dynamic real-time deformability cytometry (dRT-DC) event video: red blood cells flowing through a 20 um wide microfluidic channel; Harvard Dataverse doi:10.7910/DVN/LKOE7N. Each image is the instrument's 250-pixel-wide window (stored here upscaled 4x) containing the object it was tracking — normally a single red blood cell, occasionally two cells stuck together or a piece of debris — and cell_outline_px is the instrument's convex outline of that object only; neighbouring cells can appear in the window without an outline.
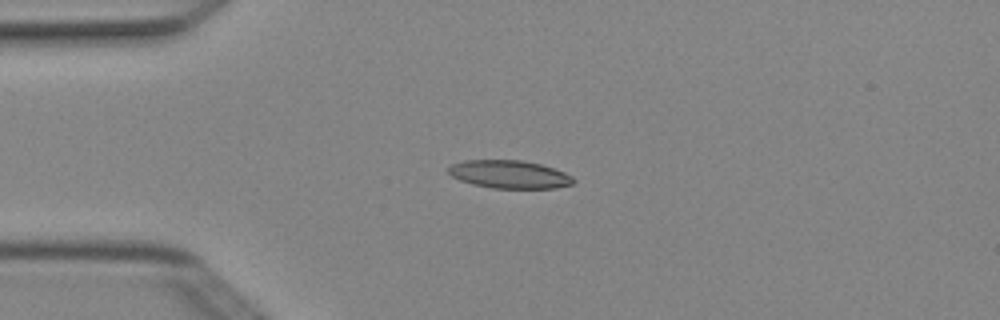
{"species": "Egyptian fruit bat (a non-hibernating species)", "species_latin": "Rousettus aegyptiacus", "temperature_condition": "cold", "stored_images_in_passage": 6, "camera_frame_rate_fps": 3000, "um_per_image_px": 0.085, "animal": {"sex": "female"}, "frame": {"image": 1, "passage_image": 4, "time_ms": 1.0, "image_size_px": [1000, 320], "cell_outline_px": [[576, 180], [572, 184], [556, 188], [492, 188], [472, 184], [460, 180], [452, 176], [448, 172], [448, 168], [452, 164], [464, 160], [520, 160], [540, 164], [564, 172], [572, 176]], "centroid_in_image_um": [43.3, 14.82], "position_along_channel_um": 41.7, "area_um2": 20.35}}
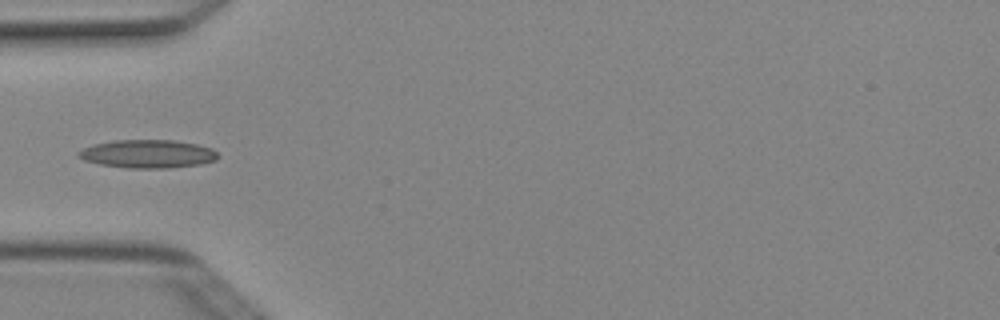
{"frame": {"image": 2, "passage_image": 5, "time_ms": 1.333, "image_size_px": [1000, 320], "cell_outline_px": [[220, 156], [216, 160], [200, 164], [168, 168], [128, 168], [100, 164], [84, 160], [76, 156], [76, 152], [92, 144], [112, 140], [176, 140], [196, 144], [212, 148]], "centroid_in_image_um": [12.54, 13.07], "position_along_channel_um": 72.5, "area_um2": 23.12}}
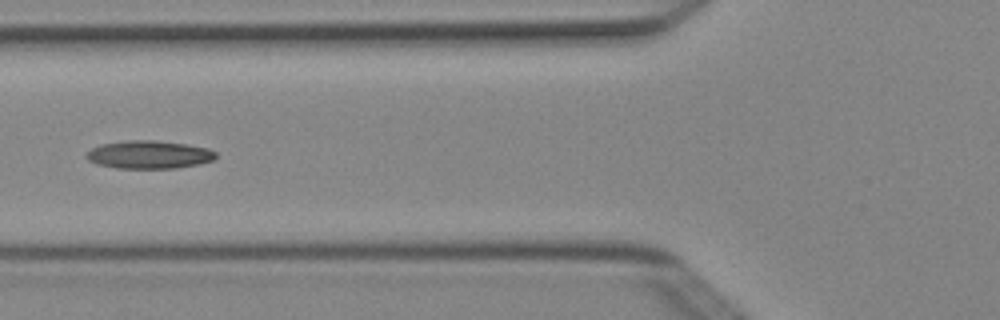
{"frame": {"image": 3, "passage_image": 6, "time_ms": 1.667, "image_size_px": [1000, 320], "cell_outline_px": [[216, 156], [212, 160], [196, 164], [176, 168], [116, 168], [96, 164], [88, 160], [84, 156], [92, 148], [100, 144], [128, 140], [156, 140], [188, 144], [208, 148], [216, 152]], "centroid_in_image_um": [12.64, 13.13], "position_along_channel_um": 113.2, "area_um2": 21.15}}